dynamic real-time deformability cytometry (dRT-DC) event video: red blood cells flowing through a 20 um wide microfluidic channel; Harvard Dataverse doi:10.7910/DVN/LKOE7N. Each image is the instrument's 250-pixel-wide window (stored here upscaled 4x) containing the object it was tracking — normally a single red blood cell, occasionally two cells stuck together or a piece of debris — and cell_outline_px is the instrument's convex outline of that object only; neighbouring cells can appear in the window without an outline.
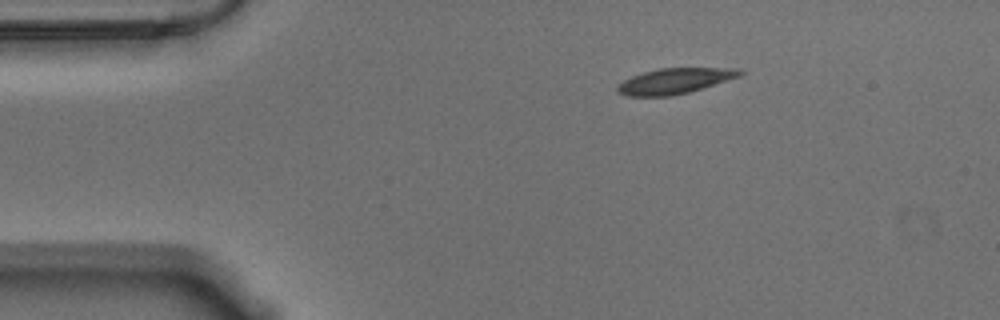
{"species": "Egyptian fruit bat (a non-hibernating species)", "species_latin": "Rousettus aegyptiacus", "temperature_condition": "warm", "stored_images_in_passage": 48, "camera_frame_rate_fps": 3000, "um_per_image_px": 0.085, "animal": {"sex": "male"}, "frame": {"image": 1, "passage_image": 1, "time_ms": 0.0, "image_size_px": [1000, 320], "cell_outline_px": [[744, 72], [740, 76], [688, 92], [672, 96], [624, 96], [616, 92], [616, 84], [632, 76], [644, 72], [660, 68], [736, 68]], "centroid_in_image_um": [57.28, 6.89], "position_along_channel_um": 27.7, "area_um2": 18.15}}
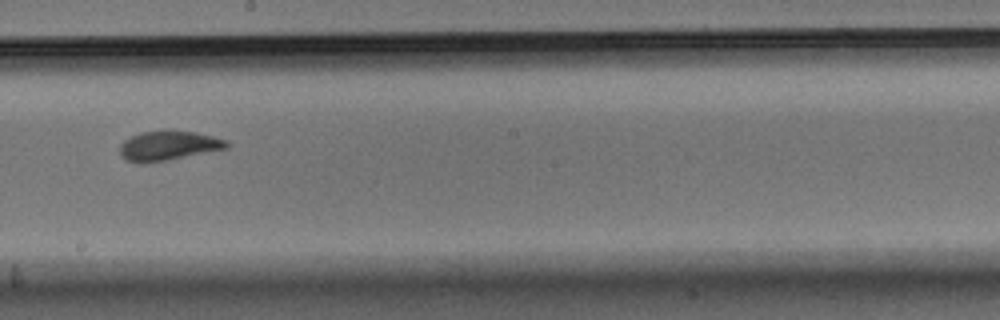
{"frame": {"image": 2, "passage_image": 23, "time_ms": 7.333, "image_size_px": [1000, 320], "cell_outline_px": [[232, 144], [228, 148], [168, 160], [144, 164], [136, 164], [124, 160], [120, 156], [120, 144], [124, 140], [140, 132], [164, 128], [196, 132], [228, 140]], "centroid_in_image_um": [14.29, 12.37], "position_along_channel_um": 233.9, "area_um2": 19.19}}
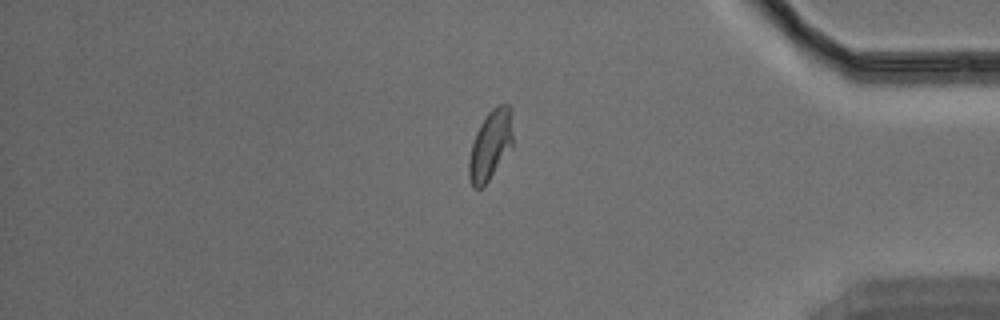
{"frame": {"image": 3, "passage_image": 39, "time_ms": 12.667, "image_size_px": [1000, 320], "cell_outline_px": [[512, 148], [488, 180], [480, 188], [472, 188], [468, 176], [468, 160], [472, 144], [476, 132], [480, 124], [488, 112], [496, 104], [508, 104], [512, 112]], "centroid_in_image_um": [41.68, 12.31], "position_along_channel_um": 393.5, "area_um2": 17.92}, "authors_computed_cell_mechanics": {"area_um2": 18.1492, "velocity_mm_per_s": 3.5344, "shape_relaxation_time_tau1_ms": 5.8069, "shape_relaxation_time_tau2_ms": null, "deformation_change_tau1": 0.1753, "deformation_change_tau2": null}}